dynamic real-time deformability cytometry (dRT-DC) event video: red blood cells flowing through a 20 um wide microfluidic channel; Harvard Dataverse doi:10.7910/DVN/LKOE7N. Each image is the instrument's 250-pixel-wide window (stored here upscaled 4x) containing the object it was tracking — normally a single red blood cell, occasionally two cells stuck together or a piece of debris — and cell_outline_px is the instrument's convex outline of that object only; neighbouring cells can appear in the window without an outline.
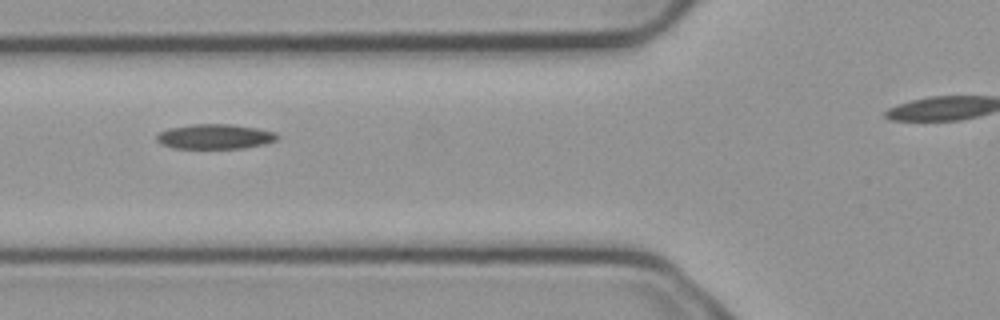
{"species": "common noctule bat (a hibernating species)", "species_latin": "Nyctalus noctula", "temperature_condition": "cold", "stored_images_in_passage": 5, "segment_of_instrument_passage": [1, 2], "camera_frame_rate_fps": 3000, "um_per_image_px": 0.085, "animal": {"sex": "male", "body_mass_g": 23.1, "forearm_length_mm": 52.7}, "frame": {"image": 1, "passage_image": 4, "time_ms": 1.0, "image_size_px": [1000, 320], "cell_outline_px": [[280, 136], [276, 140], [264, 144], [244, 148], [172, 148], [160, 144], [156, 140], [156, 136], [160, 132], [168, 128], [192, 124], [232, 124], [256, 128], [276, 132]], "centroid_in_image_um": [18.26, 11.6], "position_along_channel_um": 107.5, "area_um2": 17.57}}